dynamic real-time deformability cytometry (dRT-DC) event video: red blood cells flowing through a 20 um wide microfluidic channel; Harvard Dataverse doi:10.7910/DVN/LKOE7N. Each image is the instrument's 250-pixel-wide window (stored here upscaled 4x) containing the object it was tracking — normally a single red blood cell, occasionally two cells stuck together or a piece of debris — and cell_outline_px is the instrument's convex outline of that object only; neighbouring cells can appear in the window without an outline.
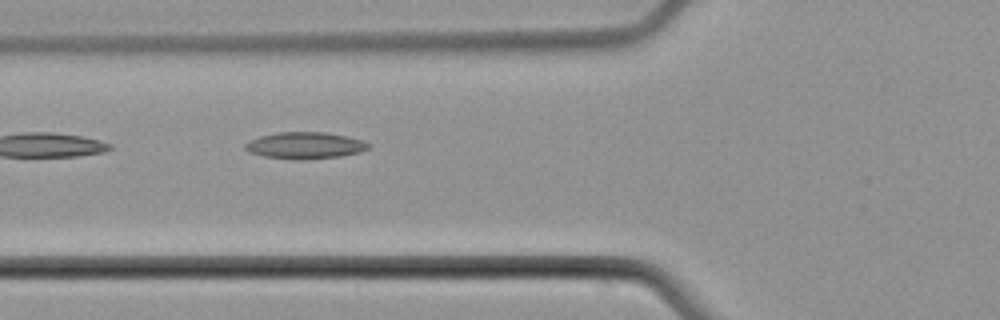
{"species": "common noctule bat (a hibernating species)", "species_latin": "Nyctalus noctula", "temperature_condition": "cold", "stored_images_in_passage": 2, "camera_frame_rate_fps": 3000, "um_per_image_px": 0.085, "animal": {"sex": "male", "body_mass_g": 21.5, "forearm_length_mm": 52.0}, "frame": {"image": 1, "passage_image": 2, "time_ms": 1.333, "image_size_px": [1000, 320], "cell_outline_px": [[368, 148], [360, 152], [340, 156], [264, 156], [248, 152], [244, 148], [244, 144], [260, 136], [276, 132], [324, 132], [348, 136], [364, 140], [368, 144]], "centroid_in_image_um": [25.94, 12.29], "position_along_channel_um": 99.9, "area_um2": 17.98}}